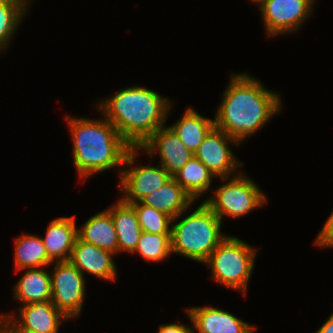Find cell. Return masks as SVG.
Masks as SVG:
<instances>
[{
	"mask_svg": "<svg viewBox=\"0 0 333 333\" xmlns=\"http://www.w3.org/2000/svg\"><path fill=\"white\" fill-rule=\"evenodd\" d=\"M77 236L85 243L108 250L115 255L118 253L117 233L107 209L89 218L80 229H77Z\"/></svg>",
	"mask_w": 333,
	"mask_h": 333,
	"instance_id": "cell-18",
	"label": "cell"
},
{
	"mask_svg": "<svg viewBox=\"0 0 333 333\" xmlns=\"http://www.w3.org/2000/svg\"><path fill=\"white\" fill-rule=\"evenodd\" d=\"M316 333H333V314L325 321Z\"/></svg>",
	"mask_w": 333,
	"mask_h": 333,
	"instance_id": "cell-29",
	"label": "cell"
},
{
	"mask_svg": "<svg viewBox=\"0 0 333 333\" xmlns=\"http://www.w3.org/2000/svg\"><path fill=\"white\" fill-rule=\"evenodd\" d=\"M256 254L257 250L244 241L226 236L204 264L212 270L214 281L246 295Z\"/></svg>",
	"mask_w": 333,
	"mask_h": 333,
	"instance_id": "cell-5",
	"label": "cell"
},
{
	"mask_svg": "<svg viewBox=\"0 0 333 333\" xmlns=\"http://www.w3.org/2000/svg\"><path fill=\"white\" fill-rule=\"evenodd\" d=\"M315 244L321 248L333 247V212L317 234Z\"/></svg>",
	"mask_w": 333,
	"mask_h": 333,
	"instance_id": "cell-26",
	"label": "cell"
},
{
	"mask_svg": "<svg viewBox=\"0 0 333 333\" xmlns=\"http://www.w3.org/2000/svg\"><path fill=\"white\" fill-rule=\"evenodd\" d=\"M251 1H254V3L256 2V3L260 4L263 0H251Z\"/></svg>",
	"mask_w": 333,
	"mask_h": 333,
	"instance_id": "cell-30",
	"label": "cell"
},
{
	"mask_svg": "<svg viewBox=\"0 0 333 333\" xmlns=\"http://www.w3.org/2000/svg\"><path fill=\"white\" fill-rule=\"evenodd\" d=\"M215 115V126L239 143L261 129L282 110L276 92L265 89L249 74H232Z\"/></svg>",
	"mask_w": 333,
	"mask_h": 333,
	"instance_id": "cell-1",
	"label": "cell"
},
{
	"mask_svg": "<svg viewBox=\"0 0 333 333\" xmlns=\"http://www.w3.org/2000/svg\"><path fill=\"white\" fill-rule=\"evenodd\" d=\"M215 126V120L202 117L191 107L185 110L176 123L169 126L193 153L198 149L208 132Z\"/></svg>",
	"mask_w": 333,
	"mask_h": 333,
	"instance_id": "cell-20",
	"label": "cell"
},
{
	"mask_svg": "<svg viewBox=\"0 0 333 333\" xmlns=\"http://www.w3.org/2000/svg\"><path fill=\"white\" fill-rule=\"evenodd\" d=\"M25 273L14 286V298L25 304L51 300V275L41 268L25 269Z\"/></svg>",
	"mask_w": 333,
	"mask_h": 333,
	"instance_id": "cell-19",
	"label": "cell"
},
{
	"mask_svg": "<svg viewBox=\"0 0 333 333\" xmlns=\"http://www.w3.org/2000/svg\"><path fill=\"white\" fill-rule=\"evenodd\" d=\"M66 118L73 142V164L80 179L123 165L132 147L110 121Z\"/></svg>",
	"mask_w": 333,
	"mask_h": 333,
	"instance_id": "cell-3",
	"label": "cell"
},
{
	"mask_svg": "<svg viewBox=\"0 0 333 333\" xmlns=\"http://www.w3.org/2000/svg\"><path fill=\"white\" fill-rule=\"evenodd\" d=\"M16 270L41 268L51 265L42 237L22 235L15 240Z\"/></svg>",
	"mask_w": 333,
	"mask_h": 333,
	"instance_id": "cell-21",
	"label": "cell"
},
{
	"mask_svg": "<svg viewBox=\"0 0 333 333\" xmlns=\"http://www.w3.org/2000/svg\"><path fill=\"white\" fill-rule=\"evenodd\" d=\"M172 177L195 201L202 193H206L209 190L212 179L215 176L200 160L193 156Z\"/></svg>",
	"mask_w": 333,
	"mask_h": 333,
	"instance_id": "cell-22",
	"label": "cell"
},
{
	"mask_svg": "<svg viewBox=\"0 0 333 333\" xmlns=\"http://www.w3.org/2000/svg\"><path fill=\"white\" fill-rule=\"evenodd\" d=\"M136 211L142 231L156 234H171L173 218L140 201L130 203Z\"/></svg>",
	"mask_w": 333,
	"mask_h": 333,
	"instance_id": "cell-25",
	"label": "cell"
},
{
	"mask_svg": "<svg viewBox=\"0 0 333 333\" xmlns=\"http://www.w3.org/2000/svg\"><path fill=\"white\" fill-rule=\"evenodd\" d=\"M117 202L107 210L116 229L118 252L127 251L128 253H133L143 231L133 206L121 199Z\"/></svg>",
	"mask_w": 333,
	"mask_h": 333,
	"instance_id": "cell-17",
	"label": "cell"
},
{
	"mask_svg": "<svg viewBox=\"0 0 333 333\" xmlns=\"http://www.w3.org/2000/svg\"><path fill=\"white\" fill-rule=\"evenodd\" d=\"M112 256H114L113 252L77 238L68 261L83 275L84 272H88L103 280L116 281V265Z\"/></svg>",
	"mask_w": 333,
	"mask_h": 333,
	"instance_id": "cell-13",
	"label": "cell"
},
{
	"mask_svg": "<svg viewBox=\"0 0 333 333\" xmlns=\"http://www.w3.org/2000/svg\"><path fill=\"white\" fill-rule=\"evenodd\" d=\"M138 252L145 260L158 262L172 254L171 234L142 232L133 254Z\"/></svg>",
	"mask_w": 333,
	"mask_h": 333,
	"instance_id": "cell-24",
	"label": "cell"
},
{
	"mask_svg": "<svg viewBox=\"0 0 333 333\" xmlns=\"http://www.w3.org/2000/svg\"><path fill=\"white\" fill-rule=\"evenodd\" d=\"M0 333H30L19 330L7 317H0Z\"/></svg>",
	"mask_w": 333,
	"mask_h": 333,
	"instance_id": "cell-28",
	"label": "cell"
},
{
	"mask_svg": "<svg viewBox=\"0 0 333 333\" xmlns=\"http://www.w3.org/2000/svg\"><path fill=\"white\" fill-rule=\"evenodd\" d=\"M77 238L74 216L52 220L45 238H42L49 260L56 263L68 261Z\"/></svg>",
	"mask_w": 333,
	"mask_h": 333,
	"instance_id": "cell-15",
	"label": "cell"
},
{
	"mask_svg": "<svg viewBox=\"0 0 333 333\" xmlns=\"http://www.w3.org/2000/svg\"><path fill=\"white\" fill-rule=\"evenodd\" d=\"M97 107L122 138L132 147L142 146L165 126L171 102L144 86L119 89Z\"/></svg>",
	"mask_w": 333,
	"mask_h": 333,
	"instance_id": "cell-2",
	"label": "cell"
},
{
	"mask_svg": "<svg viewBox=\"0 0 333 333\" xmlns=\"http://www.w3.org/2000/svg\"><path fill=\"white\" fill-rule=\"evenodd\" d=\"M138 150L140 151V148H131L124 158L123 165L128 167L130 165V169L119 170L120 190L126 194L121 197V200L128 204L139 202L154 190L162 187L172 177L160 164L156 167H134Z\"/></svg>",
	"mask_w": 333,
	"mask_h": 333,
	"instance_id": "cell-8",
	"label": "cell"
},
{
	"mask_svg": "<svg viewBox=\"0 0 333 333\" xmlns=\"http://www.w3.org/2000/svg\"><path fill=\"white\" fill-rule=\"evenodd\" d=\"M315 1L263 0L258 8L264 20L267 36L295 33L310 16Z\"/></svg>",
	"mask_w": 333,
	"mask_h": 333,
	"instance_id": "cell-9",
	"label": "cell"
},
{
	"mask_svg": "<svg viewBox=\"0 0 333 333\" xmlns=\"http://www.w3.org/2000/svg\"><path fill=\"white\" fill-rule=\"evenodd\" d=\"M150 157L158 151L160 156V165L173 176L178 172L193 156L194 153L189 150L180 140L178 135L168 126L158 129L142 146Z\"/></svg>",
	"mask_w": 333,
	"mask_h": 333,
	"instance_id": "cell-11",
	"label": "cell"
},
{
	"mask_svg": "<svg viewBox=\"0 0 333 333\" xmlns=\"http://www.w3.org/2000/svg\"><path fill=\"white\" fill-rule=\"evenodd\" d=\"M235 176L217 188L212 198L204 200L221 221L226 215L233 218L246 215L268 202L265 194L251 178L243 173Z\"/></svg>",
	"mask_w": 333,
	"mask_h": 333,
	"instance_id": "cell-6",
	"label": "cell"
},
{
	"mask_svg": "<svg viewBox=\"0 0 333 333\" xmlns=\"http://www.w3.org/2000/svg\"><path fill=\"white\" fill-rule=\"evenodd\" d=\"M142 204L154 207L177 221L187 208L194 202L184 188L171 177L162 187L154 190L143 199Z\"/></svg>",
	"mask_w": 333,
	"mask_h": 333,
	"instance_id": "cell-16",
	"label": "cell"
},
{
	"mask_svg": "<svg viewBox=\"0 0 333 333\" xmlns=\"http://www.w3.org/2000/svg\"><path fill=\"white\" fill-rule=\"evenodd\" d=\"M221 227L222 221L203 202L191 215L172 225V252L204 264L226 237Z\"/></svg>",
	"mask_w": 333,
	"mask_h": 333,
	"instance_id": "cell-4",
	"label": "cell"
},
{
	"mask_svg": "<svg viewBox=\"0 0 333 333\" xmlns=\"http://www.w3.org/2000/svg\"><path fill=\"white\" fill-rule=\"evenodd\" d=\"M19 311L18 319L12 314L0 317H7L19 330L30 333H58L61 319L64 321L69 319L53 305L51 300L22 305Z\"/></svg>",
	"mask_w": 333,
	"mask_h": 333,
	"instance_id": "cell-12",
	"label": "cell"
},
{
	"mask_svg": "<svg viewBox=\"0 0 333 333\" xmlns=\"http://www.w3.org/2000/svg\"><path fill=\"white\" fill-rule=\"evenodd\" d=\"M84 275L69 261L57 262L51 274V302L67 318L80 317L85 296Z\"/></svg>",
	"mask_w": 333,
	"mask_h": 333,
	"instance_id": "cell-7",
	"label": "cell"
},
{
	"mask_svg": "<svg viewBox=\"0 0 333 333\" xmlns=\"http://www.w3.org/2000/svg\"><path fill=\"white\" fill-rule=\"evenodd\" d=\"M191 327H187L183 324L170 323L161 325L158 333H194Z\"/></svg>",
	"mask_w": 333,
	"mask_h": 333,
	"instance_id": "cell-27",
	"label": "cell"
},
{
	"mask_svg": "<svg viewBox=\"0 0 333 333\" xmlns=\"http://www.w3.org/2000/svg\"><path fill=\"white\" fill-rule=\"evenodd\" d=\"M193 328L199 333H253V326L214 307H191L187 310Z\"/></svg>",
	"mask_w": 333,
	"mask_h": 333,
	"instance_id": "cell-14",
	"label": "cell"
},
{
	"mask_svg": "<svg viewBox=\"0 0 333 333\" xmlns=\"http://www.w3.org/2000/svg\"><path fill=\"white\" fill-rule=\"evenodd\" d=\"M239 144L234 138L230 137L225 131L214 126L204 138L194 156L200 160L209 171L215 176L226 180L231 173L242 165L237 161L229 144Z\"/></svg>",
	"mask_w": 333,
	"mask_h": 333,
	"instance_id": "cell-10",
	"label": "cell"
},
{
	"mask_svg": "<svg viewBox=\"0 0 333 333\" xmlns=\"http://www.w3.org/2000/svg\"><path fill=\"white\" fill-rule=\"evenodd\" d=\"M27 0H0V52L7 48L9 40L14 35L25 15Z\"/></svg>",
	"mask_w": 333,
	"mask_h": 333,
	"instance_id": "cell-23",
	"label": "cell"
}]
</instances>
